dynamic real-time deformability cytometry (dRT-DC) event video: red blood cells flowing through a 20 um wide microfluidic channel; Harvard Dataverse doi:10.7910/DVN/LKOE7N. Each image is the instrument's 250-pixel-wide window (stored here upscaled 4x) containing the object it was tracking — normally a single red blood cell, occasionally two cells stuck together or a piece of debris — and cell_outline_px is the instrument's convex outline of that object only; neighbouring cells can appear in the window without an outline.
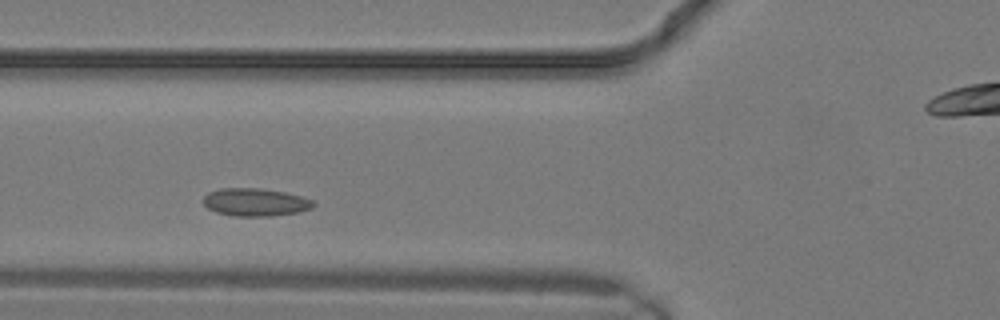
{"species": "common noctule bat (a hibernating species)", "species_latin": "Nyctalus noctula", "temperature_condition": "warm", "stored_images_in_passage": 7, "camera_frame_rate_fps": 3000, "um_per_image_px": 0.085, "animal": {"sex": "male", "body_mass_g": 19.2, "forearm_length_mm": 51.8}, "frame": {"image": 1, "passage_image": 4, "time_ms": 1.0, "image_size_px": [1000, 320], "cell_outline_px": [[316, 204], [312, 208], [300, 212], [272, 216], [232, 216], [216, 212], [208, 208], [204, 204], [204, 196], [208, 192], [220, 188], [260, 188], [284, 192], [300, 196], [312, 200]], "centroid_in_image_um": [21.7, 17.19], "position_along_channel_um": 104.1, "area_um2": 17.92}}
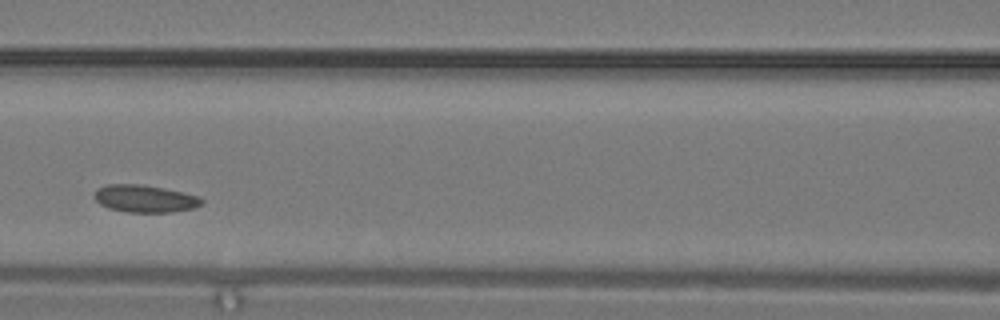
{"frame": {"image": 2, "passage_image": 6, "time_ms": 1.667, "image_size_px": [1000, 320], "cell_outline_px": [[204, 200], [200, 204], [192, 208], [172, 212], [128, 212], [108, 208], [100, 204], [96, 200], [96, 188], [108, 184], [140, 184], [164, 188], [200, 196]], "centroid_in_image_um": [12.31, 16.88], "position_along_channel_um": 154.3, "area_um2": 16.99}}